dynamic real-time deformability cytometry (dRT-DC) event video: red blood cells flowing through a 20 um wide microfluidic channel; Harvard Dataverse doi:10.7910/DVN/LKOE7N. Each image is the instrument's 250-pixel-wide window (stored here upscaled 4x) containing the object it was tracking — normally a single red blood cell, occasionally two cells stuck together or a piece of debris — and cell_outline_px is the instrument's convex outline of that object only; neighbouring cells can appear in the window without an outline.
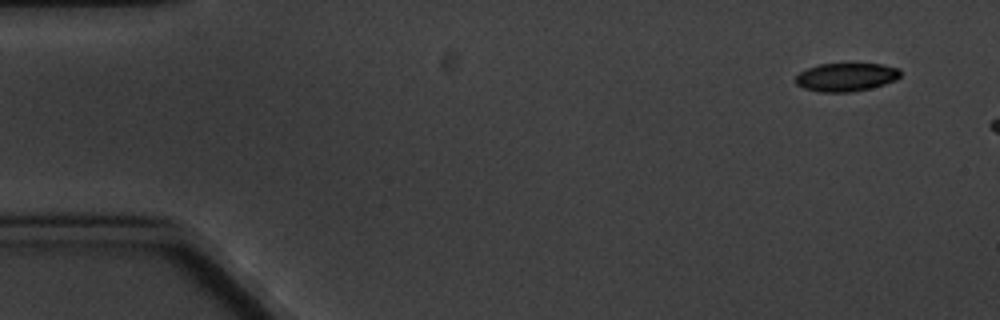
{"species": "common noctule bat (a hibernating species)", "species_latin": "Nyctalus noctula", "temperature_condition": "cold", "stored_images_in_passage": 5, "segment_of_instrument_passage": [2, 2], "camera_frame_rate_fps": 3000, "um_per_image_px": 0.085, "animal": {"sex": "male", "body_mass_g": 20.1, "forearm_length_mm": 53.5}, "frame": {"image": 1, "passage_image": 5, "time_ms": 5.333, "image_size_px": [1000, 320], "cell_outline_px": [[900, 76], [896, 80], [884, 84], [852, 92], [820, 92], [804, 88], [796, 84], [796, 76], [800, 72], [808, 68], [820, 64], [880, 64], [900, 68]], "centroid_in_image_um": [71.92, 6.55], "position_along_channel_um": 13.1, "area_um2": 17.17}}